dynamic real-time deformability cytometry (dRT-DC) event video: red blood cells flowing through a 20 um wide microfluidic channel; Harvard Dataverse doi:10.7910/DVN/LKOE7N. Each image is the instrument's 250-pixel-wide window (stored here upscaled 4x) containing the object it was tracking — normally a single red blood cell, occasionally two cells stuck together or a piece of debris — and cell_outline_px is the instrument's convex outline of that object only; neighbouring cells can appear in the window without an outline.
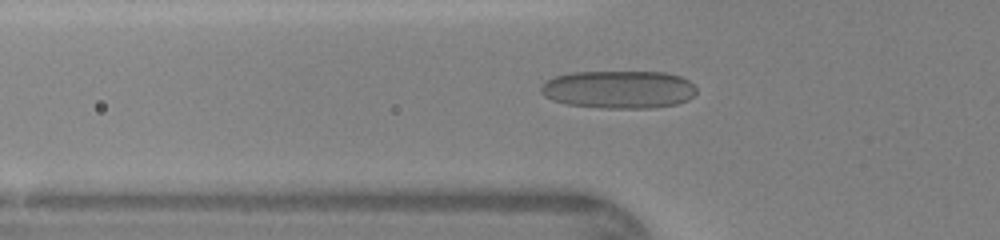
{"species": "human", "species_latin": "Homo sapiens", "temperature_condition": "warm", "stored_images_in_passage": 46, "camera_frame_rate_fps": 3000, "um_per_image_px": 0.085, "donor": {"sex": "female"}, "frame": {"image": 1, "passage_image": 16, "time_ms": 5.0, "image_size_px": [1000, 240], "cell_outline_px": [[696, 92], [688, 100], [676, 104], [652, 108], [600, 108], [568, 104], [552, 100], [544, 96], [540, 92], [540, 88], [548, 80], [556, 76], [572, 72], [664, 72], [680, 76], [688, 80], [696, 88]], "centroid_in_image_um": [52.6, 7.61], "position_along_channel_um": 73.2, "area_um2": 34.33}}
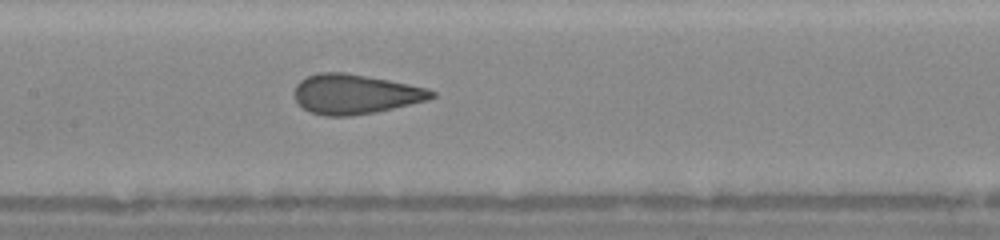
{"frame": {"image": 2, "passage_image": 23, "time_ms": 7.333, "image_size_px": [1000, 240], "cell_outline_px": [[436, 96], [428, 100], [376, 112], [348, 116], [324, 116], [312, 112], [304, 108], [292, 96], [292, 92], [296, 84], [300, 80], [308, 76], [320, 72], [344, 72], [388, 80], [428, 88], [436, 92]], "centroid_in_image_um": [30.17, 8.0], "position_along_channel_um": 177.2, "area_um2": 31.79}}
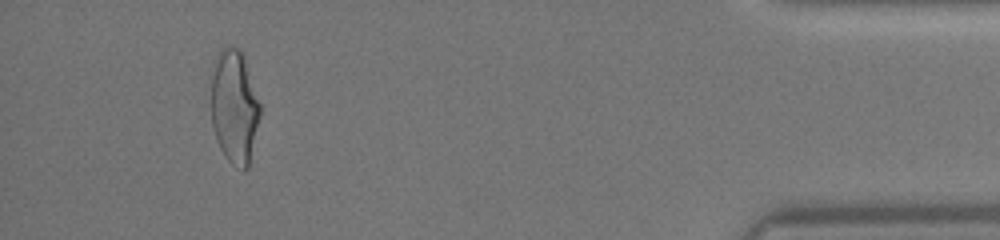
{"frame": {"image": 3, "passage_image": 43, "time_ms": 14.0, "image_size_px": [1000, 240], "cell_outline_px": [[260, 116], [248, 168], [244, 172], [232, 164], [224, 156], [216, 140], [212, 124], [212, 60], [220, 48], [240, 48], [244, 52], [260, 104]], "centroid_in_image_um": [19.92, 9.04], "position_along_channel_um": 415.3, "area_um2": 32.89}}